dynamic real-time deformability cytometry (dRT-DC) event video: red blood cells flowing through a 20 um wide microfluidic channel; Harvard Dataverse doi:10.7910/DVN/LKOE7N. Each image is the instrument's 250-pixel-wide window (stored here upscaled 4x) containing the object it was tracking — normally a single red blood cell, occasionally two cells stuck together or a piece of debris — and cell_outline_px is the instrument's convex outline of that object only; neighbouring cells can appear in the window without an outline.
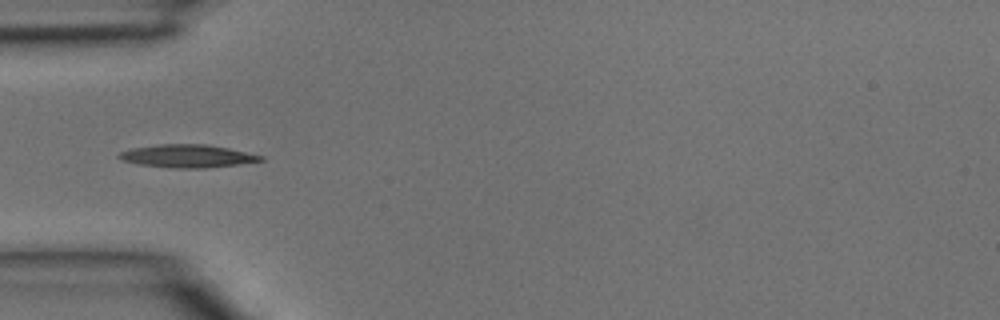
{"species": "common noctule bat (a hibernating species)", "species_latin": "Nyctalus noctula", "temperature_condition": "room temperature", "stored_images_in_passage": 28, "camera_frame_rate_fps": 3000, "um_per_image_px": 0.085, "animal": {"sex": "male", "body_mass_g": 15.6}, "frame": {"image": 1, "passage_image": 1, "time_ms": 0.0, "image_size_px": [1000, 320], "cell_outline_px": [[264, 160], [236, 164], [204, 168], [176, 168], [140, 164], [124, 160], [116, 156], [120, 152], [132, 148], [160, 144], [204, 144], [228, 148], [264, 156]], "centroid_in_image_um": [15.93, 13.26], "position_along_channel_um": 69.1, "area_um2": 18.55}}
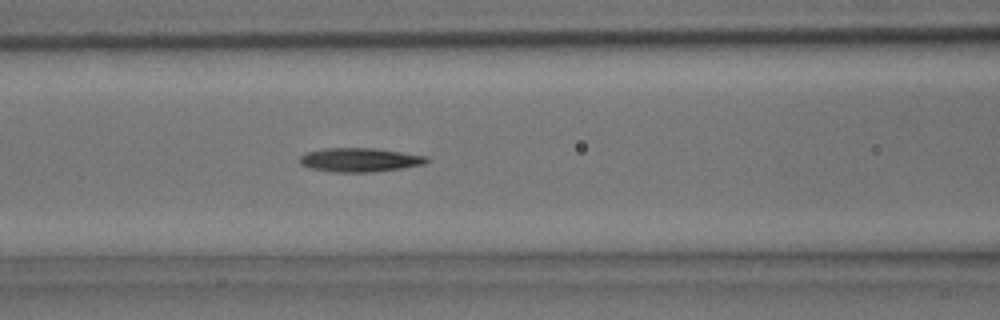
{"frame": {"image": 2, "passage_image": 5, "time_ms": 1.333, "image_size_px": [1000, 320], "cell_outline_px": [[432, 160], [428, 164], [376, 172], [332, 172], [312, 168], [300, 164], [300, 156], [304, 152], [324, 148], [376, 148], [428, 156]], "centroid_in_image_um": [30.64, 13.59], "position_along_channel_um": 136.0, "area_um2": 18.03}}
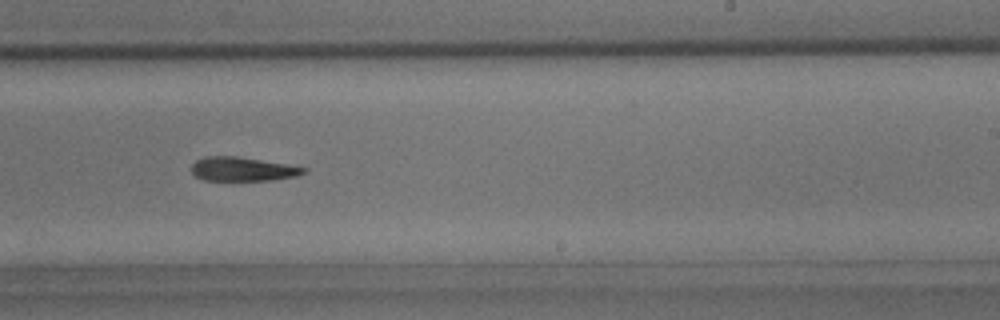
{"frame": {"image": 3, "passage_image": 13, "time_ms": 4.0, "image_size_px": [1000, 320], "cell_outline_px": [[308, 168], [304, 172], [296, 176], [272, 180], [204, 180], [196, 176], [192, 172], [192, 164], [196, 160], [204, 156], [236, 156]], "centroid_in_image_um": [20.58, 14.37], "position_along_channel_um": 268.4, "area_um2": 15.43}}